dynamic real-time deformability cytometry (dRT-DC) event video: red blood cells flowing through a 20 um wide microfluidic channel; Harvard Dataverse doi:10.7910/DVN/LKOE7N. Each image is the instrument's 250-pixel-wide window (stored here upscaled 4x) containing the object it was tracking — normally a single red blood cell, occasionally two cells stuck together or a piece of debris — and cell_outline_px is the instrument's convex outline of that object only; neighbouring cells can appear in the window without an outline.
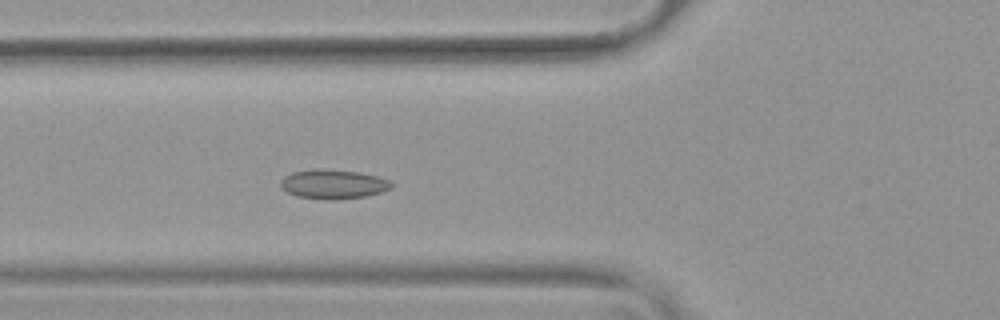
{"species": "common noctule bat (a hibernating species)", "species_latin": "Nyctalus noctula", "temperature_condition": "warm", "stored_images_in_passage": 51, "camera_frame_rate_fps": 3000, "um_per_image_px": 0.085, "animal": {"sex": "female", "body_mass_g": 19.9}, "frame": {"image": 1, "passage_image": 17, "time_ms": 5.333, "image_size_px": [1000, 320], "cell_outline_px": [[392, 188], [380, 192], [364, 196], [332, 200], [296, 196], [288, 192], [280, 184], [280, 180], [284, 176], [292, 172], [312, 168], [324, 168], [360, 172], [376, 176], [388, 180], [392, 184]], "centroid_in_image_um": [28.3, 15.63], "position_along_channel_um": 97.5, "area_um2": 18.9}}
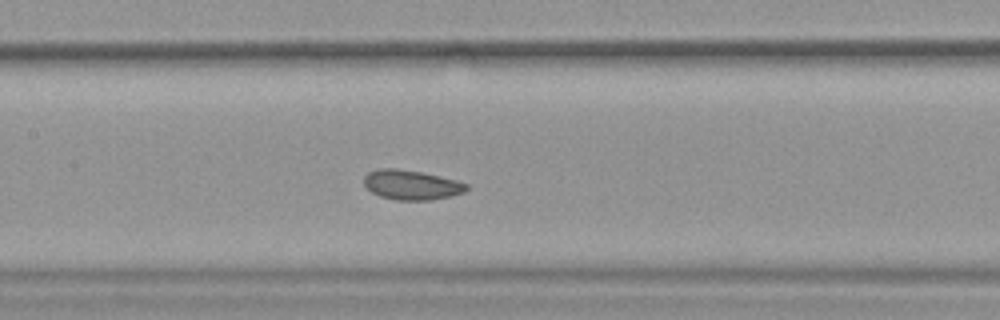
{"frame": {"image": 2, "passage_image": 23, "time_ms": 7.333, "image_size_px": [1000, 320], "cell_outline_px": [[468, 188], [464, 192], [452, 196], [428, 200], [396, 200], [380, 196], [372, 192], [364, 184], [364, 176], [368, 172], [380, 168], [396, 168], [420, 172], [456, 180], [468, 184]], "centroid_in_image_um": [34.96, 15.71], "position_along_channel_um": 172.4, "area_um2": 17.63}}
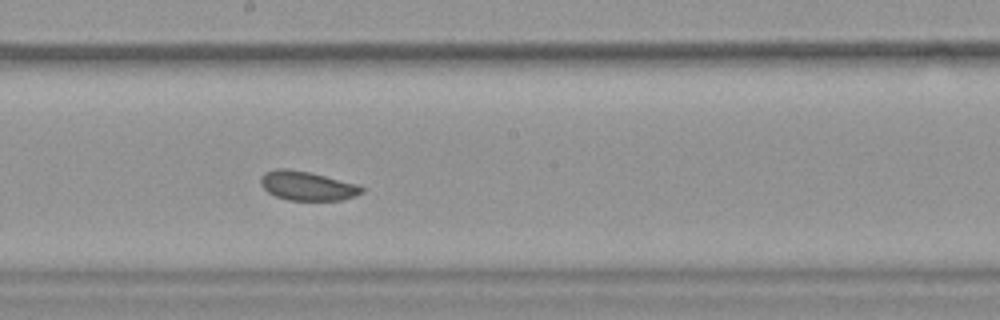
{"frame": {"image": 3, "passage_image": 27, "time_ms": 8.667, "image_size_px": [1000, 320], "cell_outline_px": [[364, 192], [356, 196], [340, 200], [288, 200], [276, 196], [268, 192], [260, 184], [260, 176], [264, 172], [276, 168], [288, 168], [308, 172], [360, 184], [364, 188]], "centroid_in_image_um": [26.12, 15.79], "position_along_channel_um": 222.1, "area_um2": 17.34}, "authors_computed_cell_mechanics": {"area_um2": 18.3804, "velocity_mm_per_s": 3.7471, "shape_relaxation_time_tau1_ms": 7.8945, "shape_relaxation_time_tau2_ms": 3.4998, "deformation_change_tau1": 0.082, "deformation_change_tau2": 0.101}}